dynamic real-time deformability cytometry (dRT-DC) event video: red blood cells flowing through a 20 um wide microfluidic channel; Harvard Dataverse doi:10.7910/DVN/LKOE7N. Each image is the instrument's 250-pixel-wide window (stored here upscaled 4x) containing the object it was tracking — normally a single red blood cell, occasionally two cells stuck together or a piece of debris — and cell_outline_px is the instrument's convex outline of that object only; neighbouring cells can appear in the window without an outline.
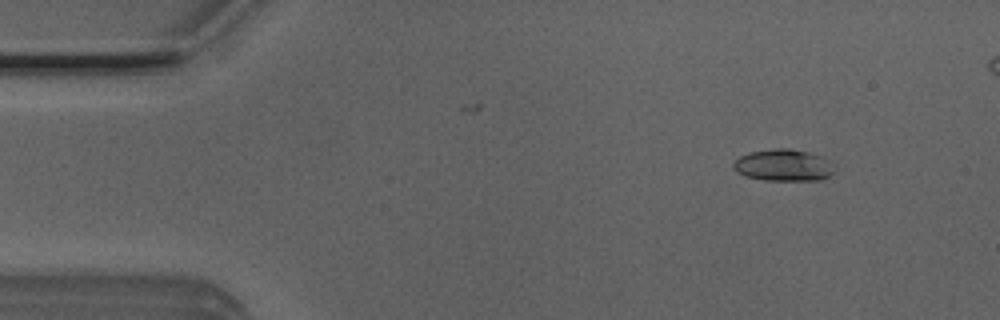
{"species": "Egyptian fruit bat (a non-hibernating species)", "species_latin": "Rousettus aegyptiacus", "temperature_condition": "room temperature", "stored_images_in_passage": 2, "camera_frame_rate_fps": 3000, "um_per_image_px": 0.085, "animal": {"sex": "male"}, "frame": {"image": 1, "passage_image": 2, "time_ms": 0.333, "image_size_px": [1000, 320], "cell_outline_px": [[832, 172], [828, 176], [820, 180], [764, 180], [744, 176], [736, 172], [732, 168], [732, 164], [740, 156], [752, 152], [776, 148], [788, 148], [808, 152], [824, 156]], "centroid_in_image_um": [66.52, 14.04], "position_along_channel_um": 18.5, "area_um2": 18.44}}